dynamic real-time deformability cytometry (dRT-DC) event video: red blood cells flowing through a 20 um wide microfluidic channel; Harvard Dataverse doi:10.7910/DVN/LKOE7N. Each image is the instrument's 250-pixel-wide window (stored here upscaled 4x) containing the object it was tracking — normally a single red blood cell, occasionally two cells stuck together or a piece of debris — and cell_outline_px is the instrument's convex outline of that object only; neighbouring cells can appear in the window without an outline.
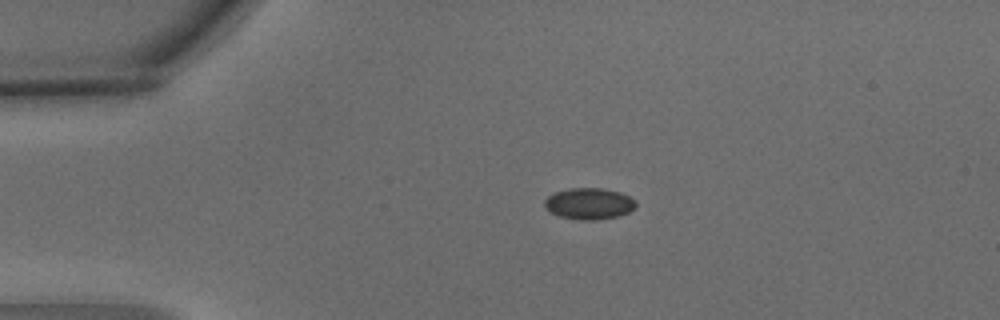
{"species": "common noctule bat (a hibernating species)", "species_latin": "Nyctalus noctula", "temperature_condition": "warm", "stored_images_in_passage": 2, "camera_frame_rate_fps": 3000, "um_per_image_px": 0.085, "animal": {"sex": "male", "body_mass_g": 15.6}, "frame": {"image": 1, "passage_image": 1, "time_ms": 0.0, "image_size_px": [1000, 320], "cell_outline_px": [[636, 208], [620, 216], [596, 220], [580, 220], [560, 216], [552, 212], [544, 204], [544, 200], [548, 196], [556, 192], [572, 188], [604, 188], [620, 192], [636, 200]], "centroid_in_image_um": [50.12, 17.31], "position_along_channel_um": 34.9, "area_um2": 16.65}}